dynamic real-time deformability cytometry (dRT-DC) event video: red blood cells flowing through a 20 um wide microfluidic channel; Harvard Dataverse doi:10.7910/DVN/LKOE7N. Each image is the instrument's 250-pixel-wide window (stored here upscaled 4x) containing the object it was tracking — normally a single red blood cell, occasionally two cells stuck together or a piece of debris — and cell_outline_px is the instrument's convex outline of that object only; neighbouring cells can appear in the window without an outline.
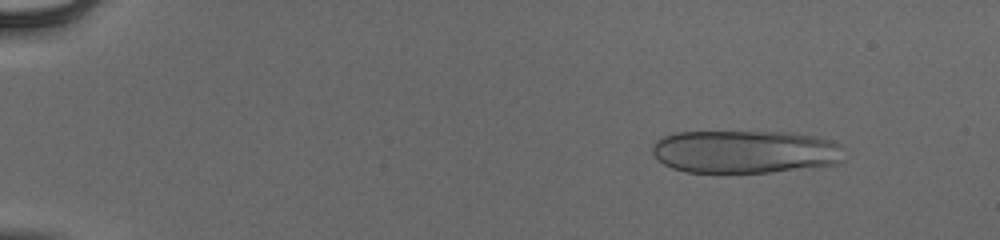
{"species": "human", "species_latin": "Homo sapiens", "temperature_condition": "cold", "stored_images_in_passage": 51, "camera_frame_rate_fps": 3000, "um_per_image_px": 0.085, "donor": {"sex": "male"}, "frame": {"image": 1, "passage_image": 5, "time_ms": 1.333, "image_size_px": [1000, 240], "cell_outline_px": [[848, 148], [840, 164], [768, 172], [684, 172], [672, 168], [664, 164], [652, 152], [652, 144], [656, 140], [664, 136], [676, 132], [788, 132], [816, 136], [832, 140]], "centroid_in_image_um": [63.4, 12.89], "position_along_channel_um": 21.6, "area_um2": 48.61}}
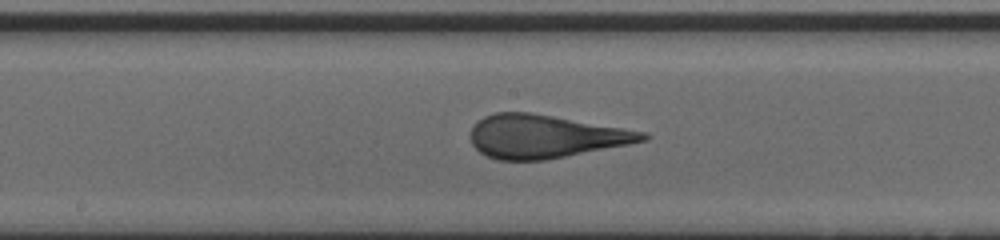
{"frame": {"image": 2, "passage_image": 28, "time_ms": 9.0, "image_size_px": [1000, 240], "cell_outline_px": [[648, 140], [628, 144], [544, 160], [500, 160], [488, 156], [480, 152], [472, 144], [472, 128], [484, 116], [496, 112], [532, 112], [648, 132]], "centroid_in_image_um": [46.35, 11.58], "position_along_channel_um": 201.8, "area_um2": 42.95}}
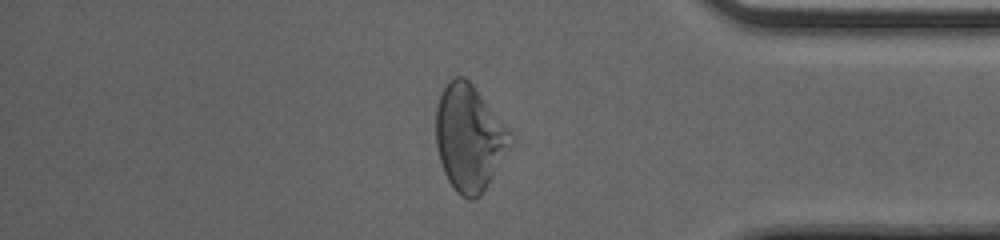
{"frame": {"image": 3, "passage_image": 44, "time_ms": 14.333, "image_size_px": [1000, 240], "cell_outline_px": [[512, 144], [484, 192], [480, 196], [472, 200], [468, 200], [456, 192], [448, 180], [444, 172], [440, 160], [436, 144], [436, 108], [440, 96], [448, 80], [456, 76], [464, 76], [472, 84], [512, 132]], "centroid_in_image_um": [39.89, 11.73], "position_along_channel_um": 395.3, "area_um2": 46.07}, "authors_computed_cell_mechanics": {"area_um2": 46.1822, "velocity_mm_per_s": 3.943, "shape_relaxation_time_tau1_ms": 6.5307, "shape_relaxation_time_tau2_ms": null, "deformation_change_tau1": 0.2205, "deformation_change_tau2": null}}